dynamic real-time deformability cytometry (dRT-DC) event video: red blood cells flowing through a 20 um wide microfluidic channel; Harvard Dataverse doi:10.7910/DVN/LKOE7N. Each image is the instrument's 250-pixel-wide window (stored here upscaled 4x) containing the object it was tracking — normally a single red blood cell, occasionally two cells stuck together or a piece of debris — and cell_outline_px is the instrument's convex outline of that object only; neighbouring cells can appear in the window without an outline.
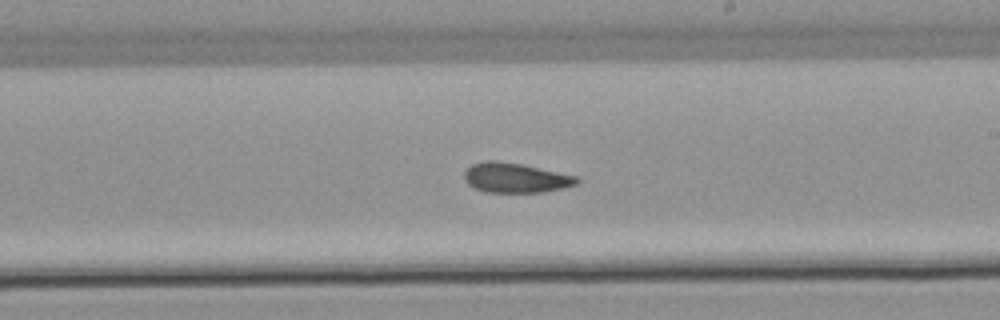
{"species": "common noctule bat (a hibernating species)", "species_latin": "Nyctalus noctula", "temperature_condition": "warm", "stored_images_in_passage": 61, "camera_frame_rate_fps": 3000, "um_per_image_px": 0.085, "animal": {"sex": "male", "body_mass_g": 21.5, "forearm_length_mm": 52.0}, "frame": {"image": 1, "passage_image": 35, "time_ms": 11.333, "image_size_px": [1000, 320], "cell_outline_px": [[580, 180], [576, 184], [544, 192], [484, 192], [472, 188], [464, 180], [464, 172], [472, 164], [484, 160], [496, 160], [520, 164], [576, 176]], "centroid_in_image_um": [43.74, 15.11], "position_along_channel_um": 245.3, "area_um2": 19.42}}
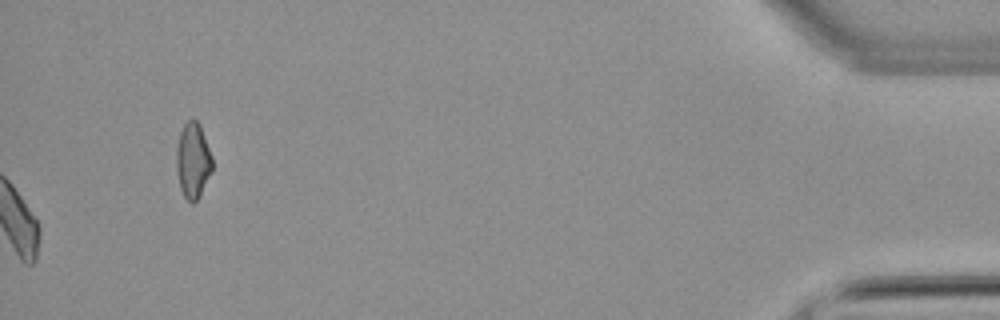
{"frame": {"image": 2, "passage_image": 61, "time_ms": 20.0, "image_size_px": [1000, 320], "cell_outline_px": [[212, 168], [200, 196], [192, 204], [184, 196], [180, 188], [176, 168], [176, 148], [180, 132], [184, 124], [188, 120], [196, 120], [200, 124], [212, 156]], "centroid_in_image_um": [16.39, 13.64], "position_along_channel_um": 418.8, "area_um2": 15.72}}